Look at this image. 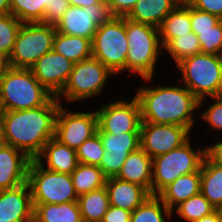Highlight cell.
<instances>
[{
	"label": "cell",
	"mask_w": 222,
	"mask_h": 222,
	"mask_svg": "<svg viewBox=\"0 0 222 222\" xmlns=\"http://www.w3.org/2000/svg\"><path fill=\"white\" fill-rule=\"evenodd\" d=\"M59 101L54 96L43 106L5 111L2 122L6 144L36 159L44 145L55 136Z\"/></svg>",
	"instance_id": "cell-1"
},
{
	"label": "cell",
	"mask_w": 222,
	"mask_h": 222,
	"mask_svg": "<svg viewBox=\"0 0 222 222\" xmlns=\"http://www.w3.org/2000/svg\"><path fill=\"white\" fill-rule=\"evenodd\" d=\"M135 97L140 105L142 122L178 125L191 130L192 115L199 108V99L186 87H141Z\"/></svg>",
	"instance_id": "cell-2"
},
{
	"label": "cell",
	"mask_w": 222,
	"mask_h": 222,
	"mask_svg": "<svg viewBox=\"0 0 222 222\" xmlns=\"http://www.w3.org/2000/svg\"><path fill=\"white\" fill-rule=\"evenodd\" d=\"M53 97L31 69L9 67L0 78V100L4 111L36 108L47 104Z\"/></svg>",
	"instance_id": "cell-3"
},
{
	"label": "cell",
	"mask_w": 222,
	"mask_h": 222,
	"mask_svg": "<svg viewBox=\"0 0 222 222\" xmlns=\"http://www.w3.org/2000/svg\"><path fill=\"white\" fill-rule=\"evenodd\" d=\"M126 33L129 46L126 70L151 81L159 52H163L159 28L126 18Z\"/></svg>",
	"instance_id": "cell-4"
},
{
	"label": "cell",
	"mask_w": 222,
	"mask_h": 222,
	"mask_svg": "<svg viewBox=\"0 0 222 222\" xmlns=\"http://www.w3.org/2000/svg\"><path fill=\"white\" fill-rule=\"evenodd\" d=\"M177 67L185 87L199 99L222 96V61L219 55L199 53L182 59Z\"/></svg>",
	"instance_id": "cell-5"
},
{
	"label": "cell",
	"mask_w": 222,
	"mask_h": 222,
	"mask_svg": "<svg viewBox=\"0 0 222 222\" xmlns=\"http://www.w3.org/2000/svg\"><path fill=\"white\" fill-rule=\"evenodd\" d=\"M42 160L31 159L27 183L31 192L32 204H62L75 202V192L70 174L58 173L43 167Z\"/></svg>",
	"instance_id": "cell-6"
},
{
	"label": "cell",
	"mask_w": 222,
	"mask_h": 222,
	"mask_svg": "<svg viewBox=\"0 0 222 222\" xmlns=\"http://www.w3.org/2000/svg\"><path fill=\"white\" fill-rule=\"evenodd\" d=\"M189 139L180 147L152 159V195H158L181 175L200 172L206 148L194 151Z\"/></svg>",
	"instance_id": "cell-7"
},
{
	"label": "cell",
	"mask_w": 222,
	"mask_h": 222,
	"mask_svg": "<svg viewBox=\"0 0 222 222\" xmlns=\"http://www.w3.org/2000/svg\"><path fill=\"white\" fill-rule=\"evenodd\" d=\"M92 57L98 59L114 75L126 71L128 41L126 17H113L101 24L91 41Z\"/></svg>",
	"instance_id": "cell-8"
},
{
	"label": "cell",
	"mask_w": 222,
	"mask_h": 222,
	"mask_svg": "<svg viewBox=\"0 0 222 222\" xmlns=\"http://www.w3.org/2000/svg\"><path fill=\"white\" fill-rule=\"evenodd\" d=\"M55 33L53 25L23 23L8 58L9 67L30 69L45 53L53 50Z\"/></svg>",
	"instance_id": "cell-9"
},
{
	"label": "cell",
	"mask_w": 222,
	"mask_h": 222,
	"mask_svg": "<svg viewBox=\"0 0 222 222\" xmlns=\"http://www.w3.org/2000/svg\"><path fill=\"white\" fill-rule=\"evenodd\" d=\"M110 75L114 74L94 57L74 63L70 77L57 99L63 96L76 102L100 94Z\"/></svg>",
	"instance_id": "cell-10"
},
{
	"label": "cell",
	"mask_w": 222,
	"mask_h": 222,
	"mask_svg": "<svg viewBox=\"0 0 222 222\" xmlns=\"http://www.w3.org/2000/svg\"><path fill=\"white\" fill-rule=\"evenodd\" d=\"M113 17L115 16L106 0L89 7L70 6L55 28L59 33L92 41L98 26L109 22Z\"/></svg>",
	"instance_id": "cell-11"
},
{
	"label": "cell",
	"mask_w": 222,
	"mask_h": 222,
	"mask_svg": "<svg viewBox=\"0 0 222 222\" xmlns=\"http://www.w3.org/2000/svg\"><path fill=\"white\" fill-rule=\"evenodd\" d=\"M98 129L102 133L120 134L126 132H140L142 123L138 99L132 101L118 100L103 105L96 111Z\"/></svg>",
	"instance_id": "cell-12"
},
{
	"label": "cell",
	"mask_w": 222,
	"mask_h": 222,
	"mask_svg": "<svg viewBox=\"0 0 222 222\" xmlns=\"http://www.w3.org/2000/svg\"><path fill=\"white\" fill-rule=\"evenodd\" d=\"M98 120L94 112H68L60 104L54 138L75 151L97 133Z\"/></svg>",
	"instance_id": "cell-13"
},
{
	"label": "cell",
	"mask_w": 222,
	"mask_h": 222,
	"mask_svg": "<svg viewBox=\"0 0 222 222\" xmlns=\"http://www.w3.org/2000/svg\"><path fill=\"white\" fill-rule=\"evenodd\" d=\"M190 131L178 125L142 122L140 148L152 159L180 147L189 138Z\"/></svg>",
	"instance_id": "cell-14"
},
{
	"label": "cell",
	"mask_w": 222,
	"mask_h": 222,
	"mask_svg": "<svg viewBox=\"0 0 222 222\" xmlns=\"http://www.w3.org/2000/svg\"><path fill=\"white\" fill-rule=\"evenodd\" d=\"M104 154L99 168L106 178L116 177L129 154L140 148V132L120 134L102 133L99 129Z\"/></svg>",
	"instance_id": "cell-15"
},
{
	"label": "cell",
	"mask_w": 222,
	"mask_h": 222,
	"mask_svg": "<svg viewBox=\"0 0 222 222\" xmlns=\"http://www.w3.org/2000/svg\"><path fill=\"white\" fill-rule=\"evenodd\" d=\"M73 66L71 60L52 50L38 59L30 69L39 83L57 97L64 89Z\"/></svg>",
	"instance_id": "cell-16"
},
{
	"label": "cell",
	"mask_w": 222,
	"mask_h": 222,
	"mask_svg": "<svg viewBox=\"0 0 222 222\" xmlns=\"http://www.w3.org/2000/svg\"><path fill=\"white\" fill-rule=\"evenodd\" d=\"M33 204L28 183L0 190V222H33Z\"/></svg>",
	"instance_id": "cell-17"
},
{
	"label": "cell",
	"mask_w": 222,
	"mask_h": 222,
	"mask_svg": "<svg viewBox=\"0 0 222 222\" xmlns=\"http://www.w3.org/2000/svg\"><path fill=\"white\" fill-rule=\"evenodd\" d=\"M30 161L21 150L9 144L0 146V190L12 189L26 183Z\"/></svg>",
	"instance_id": "cell-18"
},
{
	"label": "cell",
	"mask_w": 222,
	"mask_h": 222,
	"mask_svg": "<svg viewBox=\"0 0 222 222\" xmlns=\"http://www.w3.org/2000/svg\"><path fill=\"white\" fill-rule=\"evenodd\" d=\"M105 188L110 206L131 212L151 195L144 187L117 177L106 178Z\"/></svg>",
	"instance_id": "cell-19"
},
{
	"label": "cell",
	"mask_w": 222,
	"mask_h": 222,
	"mask_svg": "<svg viewBox=\"0 0 222 222\" xmlns=\"http://www.w3.org/2000/svg\"><path fill=\"white\" fill-rule=\"evenodd\" d=\"M116 177L138 184L152 195V158L141 148L131 152Z\"/></svg>",
	"instance_id": "cell-20"
},
{
	"label": "cell",
	"mask_w": 222,
	"mask_h": 222,
	"mask_svg": "<svg viewBox=\"0 0 222 222\" xmlns=\"http://www.w3.org/2000/svg\"><path fill=\"white\" fill-rule=\"evenodd\" d=\"M180 3L181 0H138L126 18L159 28L163 20Z\"/></svg>",
	"instance_id": "cell-21"
},
{
	"label": "cell",
	"mask_w": 222,
	"mask_h": 222,
	"mask_svg": "<svg viewBox=\"0 0 222 222\" xmlns=\"http://www.w3.org/2000/svg\"><path fill=\"white\" fill-rule=\"evenodd\" d=\"M46 159V169L71 174L78 165L77 154L74 149L60 143L55 138L49 140L35 160Z\"/></svg>",
	"instance_id": "cell-22"
},
{
	"label": "cell",
	"mask_w": 222,
	"mask_h": 222,
	"mask_svg": "<svg viewBox=\"0 0 222 222\" xmlns=\"http://www.w3.org/2000/svg\"><path fill=\"white\" fill-rule=\"evenodd\" d=\"M200 186V172H192L178 177L175 181L166 186L157 196L172 212H174V206L176 207L190 197L199 194Z\"/></svg>",
	"instance_id": "cell-23"
},
{
	"label": "cell",
	"mask_w": 222,
	"mask_h": 222,
	"mask_svg": "<svg viewBox=\"0 0 222 222\" xmlns=\"http://www.w3.org/2000/svg\"><path fill=\"white\" fill-rule=\"evenodd\" d=\"M189 32H192L190 4L187 1H181L163 20V23L159 27L163 49L173 38Z\"/></svg>",
	"instance_id": "cell-24"
},
{
	"label": "cell",
	"mask_w": 222,
	"mask_h": 222,
	"mask_svg": "<svg viewBox=\"0 0 222 222\" xmlns=\"http://www.w3.org/2000/svg\"><path fill=\"white\" fill-rule=\"evenodd\" d=\"M200 176V192L219 209L222 206V167L206 155L200 167Z\"/></svg>",
	"instance_id": "cell-25"
},
{
	"label": "cell",
	"mask_w": 222,
	"mask_h": 222,
	"mask_svg": "<svg viewBox=\"0 0 222 222\" xmlns=\"http://www.w3.org/2000/svg\"><path fill=\"white\" fill-rule=\"evenodd\" d=\"M33 222H83L78 202L33 204Z\"/></svg>",
	"instance_id": "cell-26"
},
{
	"label": "cell",
	"mask_w": 222,
	"mask_h": 222,
	"mask_svg": "<svg viewBox=\"0 0 222 222\" xmlns=\"http://www.w3.org/2000/svg\"><path fill=\"white\" fill-rule=\"evenodd\" d=\"M53 50L71 60L73 63H78L92 57L90 39L65 35L57 31L53 39Z\"/></svg>",
	"instance_id": "cell-27"
},
{
	"label": "cell",
	"mask_w": 222,
	"mask_h": 222,
	"mask_svg": "<svg viewBox=\"0 0 222 222\" xmlns=\"http://www.w3.org/2000/svg\"><path fill=\"white\" fill-rule=\"evenodd\" d=\"M77 202L83 222H102L110 206L105 186L78 196Z\"/></svg>",
	"instance_id": "cell-28"
},
{
	"label": "cell",
	"mask_w": 222,
	"mask_h": 222,
	"mask_svg": "<svg viewBox=\"0 0 222 222\" xmlns=\"http://www.w3.org/2000/svg\"><path fill=\"white\" fill-rule=\"evenodd\" d=\"M70 175L78 196L105 186L106 177L97 166L78 163Z\"/></svg>",
	"instance_id": "cell-29"
},
{
	"label": "cell",
	"mask_w": 222,
	"mask_h": 222,
	"mask_svg": "<svg viewBox=\"0 0 222 222\" xmlns=\"http://www.w3.org/2000/svg\"><path fill=\"white\" fill-rule=\"evenodd\" d=\"M172 213L157 195H150L132 211L130 222H168L165 218L171 219Z\"/></svg>",
	"instance_id": "cell-30"
},
{
	"label": "cell",
	"mask_w": 222,
	"mask_h": 222,
	"mask_svg": "<svg viewBox=\"0 0 222 222\" xmlns=\"http://www.w3.org/2000/svg\"><path fill=\"white\" fill-rule=\"evenodd\" d=\"M54 0H10L11 15L22 23H37L44 20L46 8Z\"/></svg>",
	"instance_id": "cell-31"
},
{
	"label": "cell",
	"mask_w": 222,
	"mask_h": 222,
	"mask_svg": "<svg viewBox=\"0 0 222 222\" xmlns=\"http://www.w3.org/2000/svg\"><path fill=\"white\" fill-rule=\"evenodd\" d=\"M175 208V212L188 222L199 220L216 210L201 192L183 201Z\"/></svg>",
	"instance_id": "cell-32"
},
{
	"label": "cell",
	"mask_w": 222,
	"mask_h": 222,
	"mask_svg": "<svg viewBox=\"0 0 222 222\" xmlns=\"http://www.w3.org/2000/svg\"><path fill=\"white\" fill-rule=\"evenodd\" d=\"M167 52L175 60L176 64L182 59L201 53V46L198 36L189 32L173 38L165 47Z\"/></svg>",
	"instance_id": "cell-33"
},
{
	"label": "cell",
	"mask_w": 222,
	"mask_h": 222,
	"mask_svg": "<svg viewBox=\"0 0 222 222\" xmlns=\"http://www.w3.org/2000/svg\"><path fill=\"white\" fill-rule=\"evenodd\" d=\"M22 24V22L11 14L0 16V53L7 58L10 57L17 33Z\"/></svg>",
	"instance_id": "cell-34"
},
{
	"label": "cell",
	"mask_w": 222,
	"mask_h": 222,
	"mask_svg": "<svg viewBox=\"0 0 222 222\" xmlns=\"http://www.w3.org/2000/svg\"><path fill=\"white\" fill-rule=\"evenodd\" d=\"M104 151L100 135L97 132L76 150L78 163L99 167Z\"/></svg>",
	"instance_id": "cell-35"
},
{
	"label": "cell",
	"mask_w": 222,
	"mask_h": 222,
	"mask_svg": "<svg viewBox=\"0 0 222 222\" xmlns=\"http://www.w3.org/2000/svg\"><path fill=\"white\" fill-rule=\"evenodd\" d=\"M199 39L201 53L219 55L222 49V20L212 30L192 31Z\"/></svg>",
	"instance_id": "cell-36"
},
{
	"label": "cell",
	"mask_w": 222,
	"mask_h": 222,
	"mask_svg": "<svg viewBox=\"0 0 222 222\" xmlns=\"http://www.w3.org/2000/svg\"><path fill=\"white\" fill-rule=\"evenodd\" d=\"M222 19L214 14L195 9L190 5V21L192 31L212 30Z\"/></svg>",
	"instance_id": "cell-37"
},
{
	"label": "cell",
	"mask_w": 222,
	"mask_h": 222,
	"mask_svg": "<svg viewBox=\"0 0 222 222\" xmlns=\"http://www.w3.org/2000/svg\"><path fill=\"white\" fill-rule=\"evenodd\" d=\"M214 103L202 113L201 117L214 130H222V96L210 97ZM216 101V102H215Z\"/></svg>",
	"instance_id": "cell-38"
},
{
	"label": "cell",
	"mask_w": 222,
	"mask_h": 222,
	"mask_svg": "<svg viewBox=\"0 0 222 222\" xmlns=\"http://www.w3.org/2000/svg\"><path fill=\"white\" fill-rule=\"evenodd\" d=\"M69 7L70 3L67 0H54L51 8H46L44 20L41 23L56 26Z\"/></svg>",
	"instance_id": "cell-39"
},
{
	"label": "cell",
	"mask_w": 222,
	"mask_h": 222,
	"mask_svg": "<svg viewBox=\"0 0 222 222\" xmlns=\"http://www.w3.org/2000/svg\"><path fill=\"white\" fill-rule=\"evenodd\" d=\"M192 7L222 19V0H186Z\"/></svg>",
	"instance_id": "cell-40"
},
{
	"label": "cell",
	"mask_w": 222,
	"mask_h": 222,
	"mask_svg": "<svg viewBox=\"0 0 222 222\" xmlns=\"http://www.w3.org/2000/svg\"><path fill=\"white\" fill-rule=\"evenodd\" d=\"M114 16L126 17L138 0H106Z\"/></svg>",
	"instance_id": "cell-41"
},
{
	"label": "cell",
	"mask_w": 222,
	"mask_h": 222,
	"mask_svg": "<svg viewBox=\"0 0 222 222\" xmlns=\"http://www.w3.org/2000/svg\"><path fill=\"white\" fill-rule=\"evenodd\" d=\"M131 213V211L122 208L109 206L102 222H130Z\"/></svg>",
	"instance_id": "cell-42"
},
{
	"label": "cell",
	"mask_w": 222,
	"mask_h": 222,
	"mask_svg": "<svg viewBox=\"0 0 222 222\" xmlns=\"http://www.w3.org/2000/svg\"><path fill=\"white\" fill-rule=\"evenodd\" d=\"M206 155L218 166L222 167V141L206 148Z\"/></svg>",
	"instance_id": "cell-43"
},
{
	"label": "cell",
	"mask_w": 222,
	"mask_h": 222,
	"mask_svg": "<svg viewBox=\"0 0 222 222\" xmlns=\"http://www.w3.org/2000/svg\"><path fill=\"white\" fill-rule=\"evenodd\" d=\"M67 1L70 3V6L83 8V7L93 6L94 4H97L102 0H67Z\"/></svg>",
	"instance_id": "cell-44"
},
{
	"label": "cell",
	"mask_w": 222,
	"mask_h": 222,
	"mask_svg": "<svg viewBox=\"0 0 222 222\" xmlns=\"http://www.w3.org/2000/svg\"><path fill=\"white\" fill-rule=\"evenodd\" d=\"M194 222H222V219L219 210L216 209L211 214L204 216L203 218L196 220Z\"/></svg>",
	"instance_id": "cell-45"
},
{
	"label": "cell",
	"mask_w": 222,
	"mask_h": 222,
	"mask_svg": "<svg viewBox=\"0 0 222 222\" xmlns=\"http://www.w3.org/2000/svg\"><path fill=\"white\" fill-rule=\"evenodd\" d=\"M11 14L10 0H0V16Z\"/></svg>",
	"instance_id": "cell-46"
},
{
	"label": "cell",
	"mask_w": 222,
	"mask_h": 222,
	"mask_svg": "<svg viewBox=\"0 0 222 222\" xmlns=\"http://www.w3.org/2000/svg\"><path fill=\"white\" fill-rule=\"evenodd\" d=\"M9 68L8 58L0 53V78Z\"/></svg>",
	"instance_id": "cell-47"
},
{
	"label": "cell",
	"mask_w": 222,
	"mask_h": 222,
	"mask_svg": "<svg viewBox=\"0 0 222 222\" xmlns=\"http://www.w3.org/2000/svg\"><path fill=\"white\" fill-rule=\"evenodd\" d=\"M6 144L5 136H4V127L3 122L0 121V146Z\"/></svg>",
	"instance_id": "cell-48"
},
{
	"label": "cell",
	"mask_w": 222,
	"mask_h": 222,
	"mask_svg": "<svg viewBox=\"0 0 222 222\" xmlns=\"http://www.w3.org/2000/svg\"><path fill=\"white\" fill-rule=\"evenodd\" d=\"M4 112H5V111H4L2 102H1V100H0V121H2V119H3Z\"/></svg>",
	"instance_id": "cell-49"
},
{
	"label": "cell",
	"mask_w": 222,
	"mask_h": 222,
	"mask_svg": "<svg viewBox=\"0 0 222 222\" xmlns=\"http://www.w3.org/2000/svg\"><path fill=\"white\" fill-rule=\"evenodd\" d=\"M221 215V219H222V206L218 209Z\"/></svg>",
	"instance_id": "cell-50"
},
{
	"label": "cell",
	"mask_w": 222,
	"mask_h": 222,
	"mask_svg": "<svg viewBox=\"0 0 222 222\" xmlns=\"http://www.w3.org/2000/svg\"><path fill=\"white\" fill-rule=\"evenodd\" d=\"M219 56H220V59H221V61H222V49H221V51H220Z\"/></svg>",
	"instance_id": "cell-51"
}]
</instances>
